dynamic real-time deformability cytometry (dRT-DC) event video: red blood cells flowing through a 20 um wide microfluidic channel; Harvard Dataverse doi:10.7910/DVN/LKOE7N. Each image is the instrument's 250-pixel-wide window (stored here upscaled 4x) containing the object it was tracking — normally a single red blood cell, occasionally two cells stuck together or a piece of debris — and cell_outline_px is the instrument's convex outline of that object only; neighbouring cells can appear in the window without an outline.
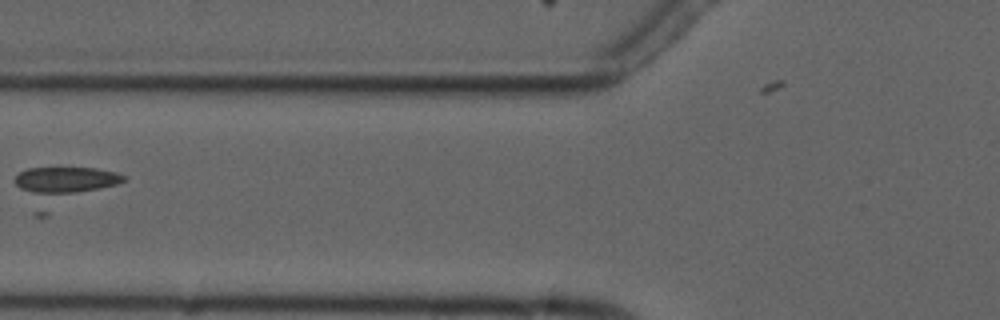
{"species": "common noctule bat (a hibernating species)", "species_latin": "Nyctalus noctula", "temperature_condition": "cold", "stored_images_in_passage": 6, "camera_frame_rate_fps": 3000, "um_per_image_px": 0.085, "animal": {"sex": "male", "forearm_length_mm": 52.5}, "frame": {"image": 1, "passage_image": 6, "time_ms": 6.667, "image_size_px": [1000, 320], "cell_outline_px": [[128, 180], [116, 184], [76, 192], [48, 196], [40, 196], [20, 188], [12, 180], [20, 172], [28, 168], [96, 168], [116, 172], [128, 176]], "centroid_in_image_um": [5.57, 15.31], "position_along_channel_um": 120.2, "area_um2": 16.88}}